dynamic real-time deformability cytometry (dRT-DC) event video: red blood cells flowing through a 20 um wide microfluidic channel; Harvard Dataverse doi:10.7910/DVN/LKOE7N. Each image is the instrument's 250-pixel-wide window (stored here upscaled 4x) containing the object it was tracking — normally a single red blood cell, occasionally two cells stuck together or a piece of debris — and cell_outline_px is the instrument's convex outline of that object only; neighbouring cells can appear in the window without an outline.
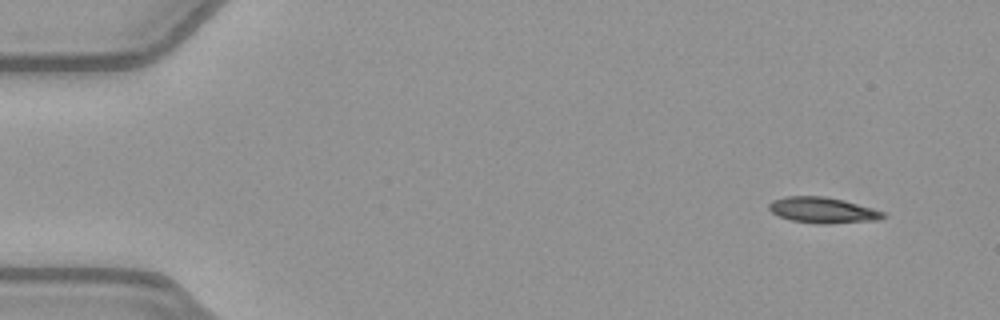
{"species": "common noctule bat (a hibernating species)", "species_latin": "Nyctalus noctula", "temperature_condition": "warm", "stored_images_in_passage": 49, "camera_frame_rate_fps": 3000, "um_per_image_px": 0.085, "animal": {"sex": "female", "body_mass_g": 21.9}, "frame": {"image": 1, "passage_image": 1, "time_ms": 0.0, "image_size_px": [1000, 320], "cell_outline_px": [[888, 216], [880, 220], [824, 224], [820, 224], [792, 220], [780, 216], [772, 212], [768, 208], [768, 204], [772, 200], [788, 196], [824, 196], [844, 200], [872, 208], [884, 212]], "centroid_in_image_um": [69.96, 17.86], "position_along_channel_um": 15.0, "area_um2": 17.17}}
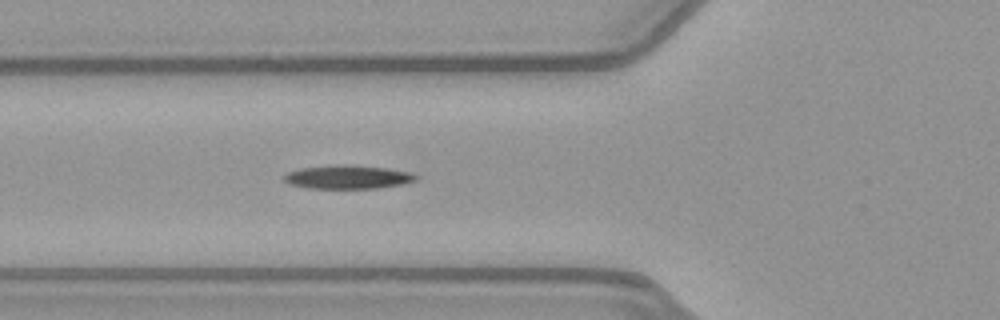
{"frame": {"image": 2, "passage_image": 16, "time_ms": 5.0, "image_size_px": [1000, 320], "cell_outline_px": [[420, 176], [416, 180], [400, 184], [380, 188], [308, 188], [292, 184], [284, 180], [284, 176], [288, 172], [300, 168], [348, 164], [388, 168], [412, 172]], "centroid_in_image_um": [29.63, 15.04], "position_along_channel_um": 96.2, "area_um2": 18.03}}
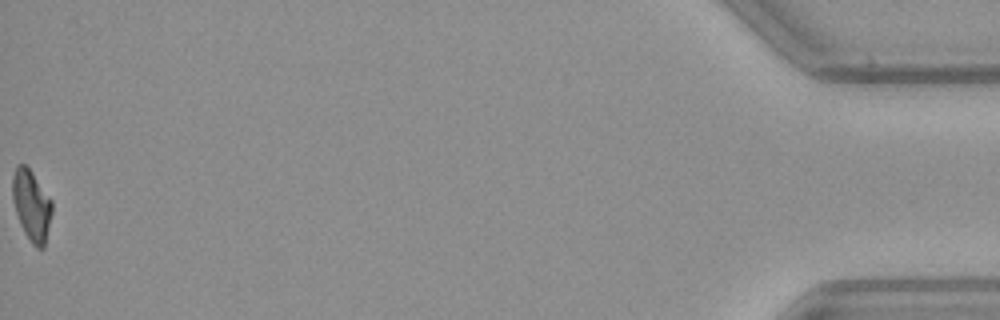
{"frame": {"image": 3, "passage_image": 49, "time_ms": 16.0, "image_size_px": [1000, 320], "cell_outline_px": [[52, 212], [44, 248], [36, 248], [32, 244], [24, 232], [20, 224], [12, 200], [12, 176], [16, 168], [20, 164], [24, 164], [32, 172], [52, 200]], "centroid_in_image_um": [2.68, 17.47], "position_along_channel_um": 432.5, "area_um2": 16.24}, "authors_computed_cell_mechanics": {"area_um2": 17.4556, "velocity_mm_per_s": 3.9899, "shape_relaxation_time_tau1_ms": 6.9398, "shape_relaxation_time_tau2_ms": null, "deformation_change_tau1": 0.21, "deformation_change_tau2": null}}